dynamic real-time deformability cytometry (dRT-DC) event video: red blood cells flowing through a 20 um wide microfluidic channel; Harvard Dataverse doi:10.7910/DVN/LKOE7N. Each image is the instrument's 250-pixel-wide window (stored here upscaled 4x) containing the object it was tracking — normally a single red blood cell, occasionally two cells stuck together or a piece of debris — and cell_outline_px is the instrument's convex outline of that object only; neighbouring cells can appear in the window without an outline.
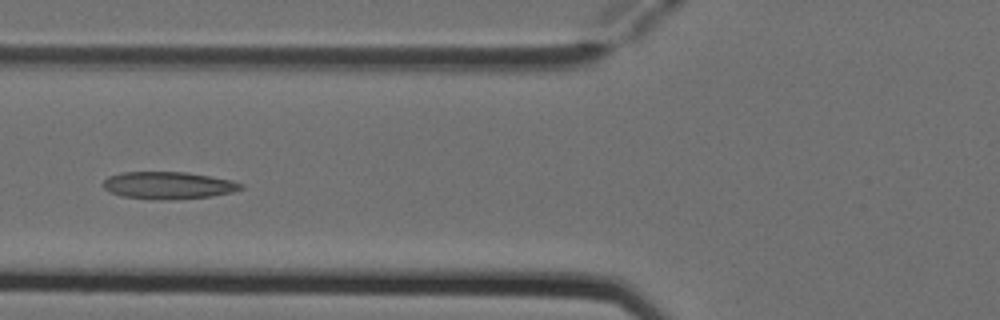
{"species": "Egyptian fruit bat (a non-hibernating species)", "species_latin": "Rousettus aegyptiacus", "temperature_condition": "cold", "stored_images_in_passage": 6, "camera_frame_rate_fps": 3000, "um_per_image_px": 0.085, "animal": {"sex": "female"}, "frame": {"image": 1, "passage_image": 6, "time_ms": 1.667, "image_size_px": [1000, 320], "cell_outline_px": [[244, 188], [232, 192], [212, 196], [172, 200], [160, 200], [120, 196], [108, 192], [104, 188], [104, 180], [108, 176], [124, 172], [184, 172], [232, 180], [244, 184]], "centroid_in_image_um": [14.3, 15.76], "position_along_channel_um": 111.5, "area_um2": 21.96}}